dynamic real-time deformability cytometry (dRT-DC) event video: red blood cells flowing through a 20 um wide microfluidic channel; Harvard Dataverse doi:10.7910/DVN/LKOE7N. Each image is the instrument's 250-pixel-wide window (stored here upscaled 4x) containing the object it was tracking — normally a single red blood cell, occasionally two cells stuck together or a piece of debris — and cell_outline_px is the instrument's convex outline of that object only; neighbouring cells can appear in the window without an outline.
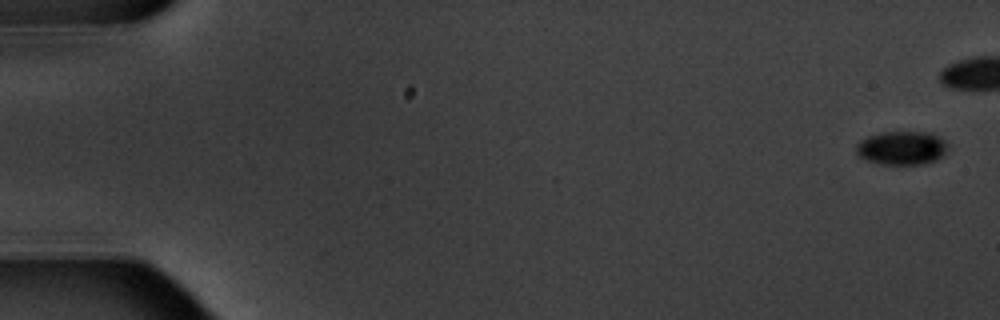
{"species": "common noctule bat (a hibernating species)", "species_latin": "Nyctalus noctula", "temperature_condition": "warm", "stored_images_in_passage": 7, "camera_frame_rate_fps": 3000, "um_per_image_px": 0.085, "animal": {"sex": "male", "body_mass_g": 20.1, "forearm_length_mm": 53.5}, "frame": {"image": 1, "passage_image": 1, "time_ms": 0.0, "image_size_px": [1000, 320], "cell_outline_px": [[948, 152], [944, 156], [936, 160], [924, 164], [884, 164], [868, 160], [860, 156], [856, 152], [856, 144], [860, 140], [868, 136], [884, 132], [928, 132], [940, 136], [948, 144]], "centroid_in_image_um": [76.71, 12.57], "position_along_channel_um": 8.3, "area_um2": 18.09}}
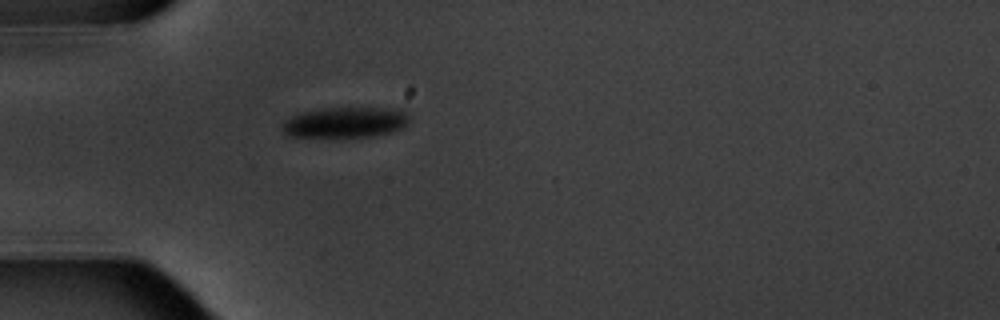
{"frame": {"image": 2, "passage_image": 7, "time_ms": 7.0, "image_size_px": [1000, 320], "cell_outline_px": [[408, 124], [392, 132], [372, 136], [288, 136], [284, 132], [284, 120], [300, 112], [324, 108], [404, 108], [408, 116]], "centroid_in_image_um": [29.4, 10.37], "position_along_channel_um": 55.6, "area_um2": 22.43}}